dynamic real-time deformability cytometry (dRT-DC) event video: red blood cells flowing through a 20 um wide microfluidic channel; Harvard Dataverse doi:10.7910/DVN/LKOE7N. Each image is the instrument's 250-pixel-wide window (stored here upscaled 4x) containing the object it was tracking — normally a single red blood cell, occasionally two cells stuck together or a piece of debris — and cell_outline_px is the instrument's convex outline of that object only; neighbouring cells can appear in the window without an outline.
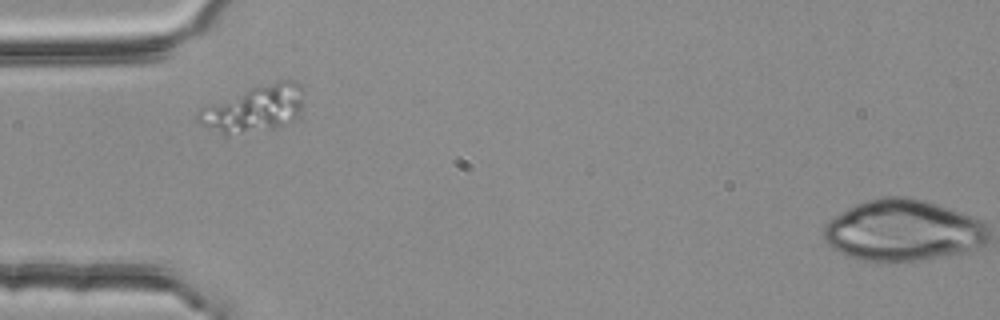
{"species": "common noctule bat (a hibernating species)", "species_latin": "Nyctalus noctula", "temperature_condition": "room temperature", "stored_images_in_passage": 1, "camera_frame_rate_fps": 3000, "um_per_image_px": 0.085, "animal": {"sex": "female", "body_mass_g": 25.1}, "frame": {"image": 1, "passage_image": 1, "time_ms": 0.0, "image_size_px": [1000, 320], "cell_outline_px": [[304, 100], [300, 112], [296, 120], [272, 128], [228, 136], [224, 136], [200, 124], [196, 120], [196, 112], [200, 108], [248, 88], [276, 80], [296, 80], [300, 84], [304, 92]], "centroid_in_image_um": [21.61, 9.24], "position_along_channel_um": 63.4, "area_um2": 29.25}}